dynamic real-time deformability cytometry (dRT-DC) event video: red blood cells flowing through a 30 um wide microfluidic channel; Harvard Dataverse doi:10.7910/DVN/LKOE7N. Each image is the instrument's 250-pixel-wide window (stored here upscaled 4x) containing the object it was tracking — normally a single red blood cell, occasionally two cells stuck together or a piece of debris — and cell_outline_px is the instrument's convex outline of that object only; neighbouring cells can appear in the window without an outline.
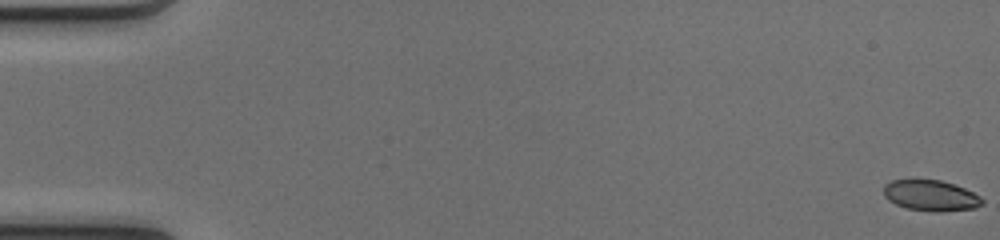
{"species": "common noctule bat (a hibernating species)", "species_latin": "Nyctalus noctula", "temperature_condition": "cold", "stored_images_in_passage": 52, "camera_frame_rate_fps": 3000, "um_per_image_px": 0.085, "animal": {"sex": "female", "body_mass_g": 17.0, "forearm_length_mm": 48.0}, "frame": {"image": 1, "passage_image": 1, "time_ms": 0.0, "image_size_px": [1000, 240], "cell_outline_px": [[984, 204], [976, 208], [940, 212], [936, 212], [908, 208], [896, 204], [888, 200], [884, 196], [884, 184], [892, 180], [940, 180], [964, 188], [980, 196], [984, 200]], "centroid_in_image_um": [79.14, 16.63], "position_along_channel_um": 5.9, "area_um2": 17.63}}
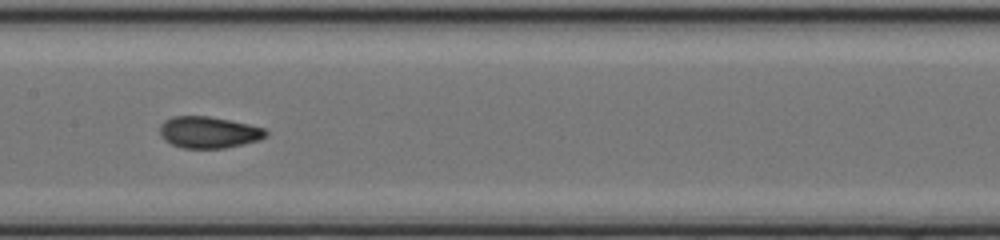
{"frame": {"image": 2, "passage_image": 27, "time_ms": 8.667, "image_size_px": [1000, 240], "cell_outline_px": [[268, 136], [260, 140], [244, 144], [224, 148], [184, 148], [172, 144], [164, 140], [160, 136], [160, 124], [164, 120], [172, 116], [208, 116], [248, 124], [264, 128], [268, 132]], "centroid_in_image_um": [17.74, 11.25], "position_along_channel_um": 189.7, "area_um2": 19.59}}
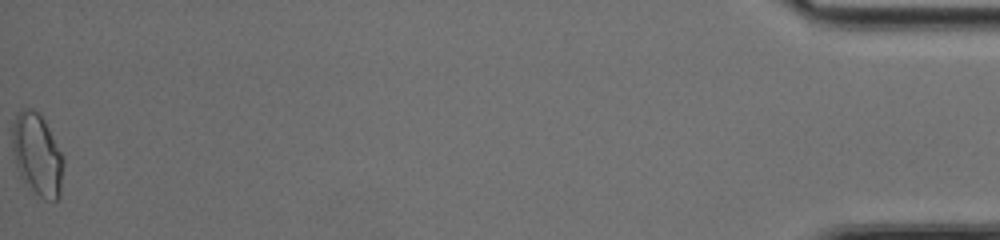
{"frame": {"image": 3, "passage_image": 52, "time_ms": 17.0, "image_size_px": [1000, 240], "cell_outline_px": [[64, 164], [60, 196], [56, 200], [44, 200], [24, 184], [20, 176], [12, 152], [12, 124], [16, 112], [24, 108], [32, 108], [44, 120], [64, 160]], "centroid_in_image_um": [3.14, 13.16], "position_along_channel_um": 432.1, "area_um2": 24.57}, "authors_computed_cell_mechanics": {"area_um2": 19.074, "velocity_mm_per_s": 4.1134, "shape_relaxation_time_tau1_ms": null, "shape_relaxation_time_tau2_ms": 1.2742, "deformation_change_tau1": null, "deformation_change_tau2": 0.0649}}